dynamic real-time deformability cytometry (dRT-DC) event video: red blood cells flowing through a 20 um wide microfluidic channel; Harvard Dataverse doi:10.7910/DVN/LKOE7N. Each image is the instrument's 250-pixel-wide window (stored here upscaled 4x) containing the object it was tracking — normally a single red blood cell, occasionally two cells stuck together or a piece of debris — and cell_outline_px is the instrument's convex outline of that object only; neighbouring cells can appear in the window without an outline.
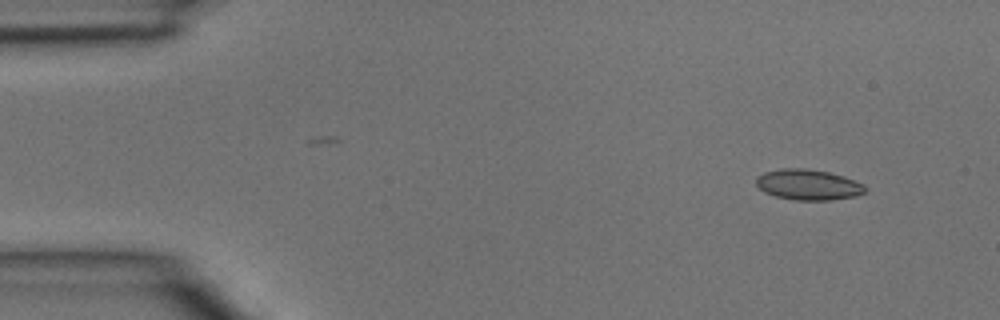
{"species": "common noctule bat (a hibernating species)", "species_latin": "Nyctalus noctula", "temperature_condition": "room temperature", "stored_images_in_passage": 3, "camera_frame_rate_fps": 3000, "um_per_image_px": 0.085, "animal": {"sex": "male", "body_mass_g": 15.6}, "frame": {"image": 1, "passage_image": 1, "time_ms": 0.0, "image_size_px": [1000, 320], "cell_outline_px": [[868, 188], [864, 192], [856, 196], [832, 200], [796, 200], [776, 196], [764, 192], [756, 184], [756, 176], [764, 172], [784, 168], [804, 168], [828, 172], [844, 176], [864, 184]], "centroid_in_image_um": [68.71, 15.7], "position_along_channel_um": 16.3, "area_um2": 19.48}}
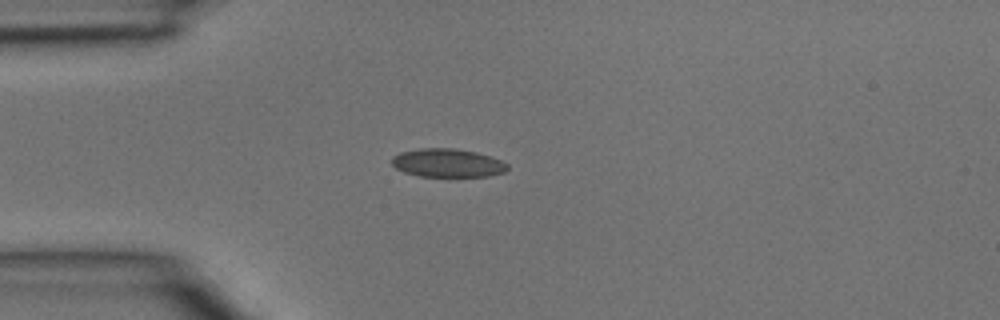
{"frame": {"image": 2, "passage_image": 3, "time_ms": 0.667, "image_size_px": [1000, 320], "cell_outline_px": [[508, 168], [504, 172], [488, 176], [420, 176], [404, 172], [396, 168], [392, 164], [392, 156], [400, 152], [420, 148], [452, 148], [476, 152], [500, 160], [508, 164]], "centroid_in_image_um": [38.02, 13.84], "position_along_channel_um": 47.0, "area_um2": 19.02}}